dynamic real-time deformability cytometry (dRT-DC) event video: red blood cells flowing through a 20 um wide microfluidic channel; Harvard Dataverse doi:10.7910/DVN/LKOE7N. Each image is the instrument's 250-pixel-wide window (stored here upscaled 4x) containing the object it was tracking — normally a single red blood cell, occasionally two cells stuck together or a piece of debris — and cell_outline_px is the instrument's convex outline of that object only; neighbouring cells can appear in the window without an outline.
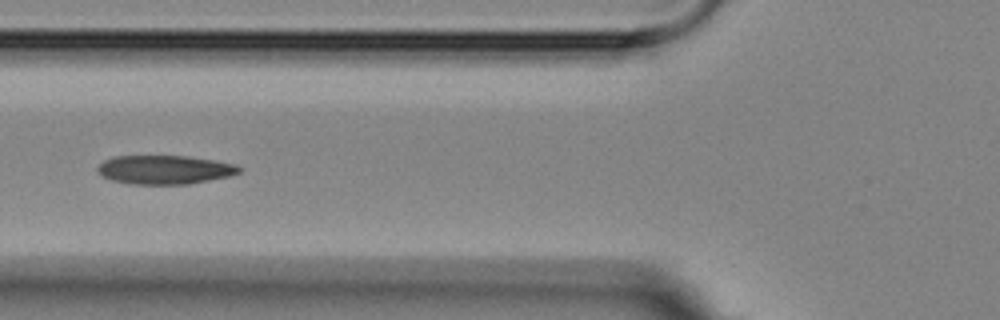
{"species": "Egyptian fruit bat (a non-hibernating species)", "species_latin": "Rousettus aegyptiacus", "temperature_condition": "room temperature", "stored_images_in_passage": 5, "camera_frame_rate_fps": 3000, "um_per_image_px": 0.085, "animal": {"sex": "female"}, "frame": {"image": 1, "passage_image": 4, "time_ms": 5.0, "image_size_px": [1000, 320], "cell_outline_px": [[244, 168], [240, 172], [228, 176], [188, 184], [132, 184], [112, 180], [96, 172], [96, 168], [104, 160], [112, 156], [188, 156], [216, 160], [236, 164]], "centroid_in_image_um": [14.01, 14.41], "position_along_channel_um": 111.8, "area_um2": 23.87}}
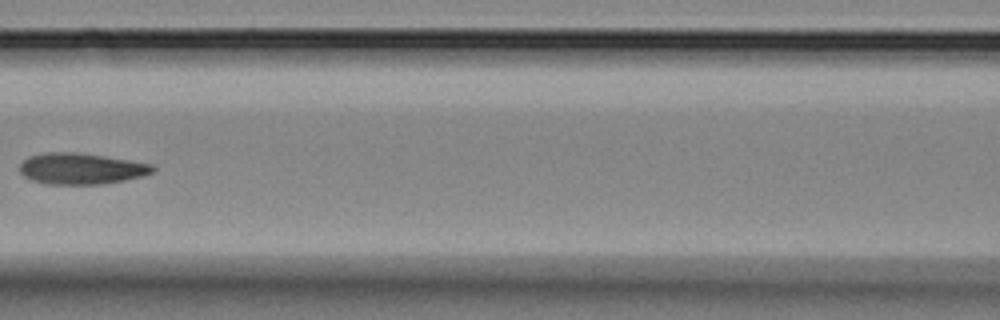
{"frame": {"image": 2, "passage_image": 5, "time_ms": 6.333, "image_size_px": [1000, 320], "cell_outline_px": [[156, 168], [152, 172], [144, 176], [104, 184], [48, 184], [32, 180], [24, 176], [20, 172], [20, 164], [28, 156], [44, 152], [76, 152], [104, 156], [152, 164]], "centroid_in_image_um": [6.89, 14.33], "position_along_channel_um": 159.7, "area_um2": 24.16}}